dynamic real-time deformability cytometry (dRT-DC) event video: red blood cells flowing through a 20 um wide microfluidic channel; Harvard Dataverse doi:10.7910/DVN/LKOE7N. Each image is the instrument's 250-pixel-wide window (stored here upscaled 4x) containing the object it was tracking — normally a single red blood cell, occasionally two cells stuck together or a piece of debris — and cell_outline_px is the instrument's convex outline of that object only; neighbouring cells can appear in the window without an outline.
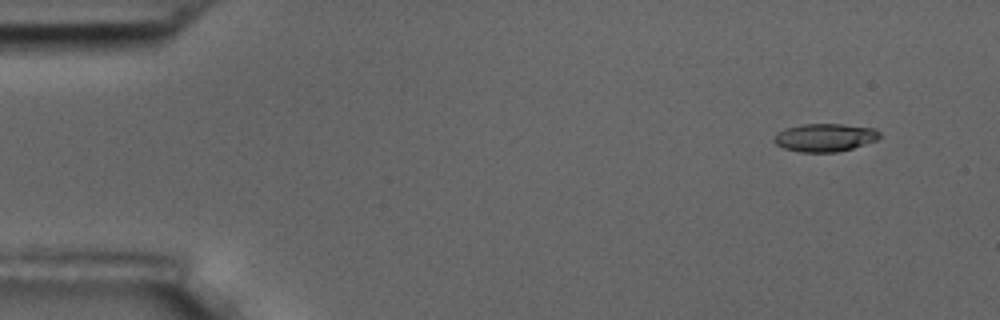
{"species": "common noctule bat (a hibernating species)", "species_latin": "Nyctalus noctula", "temperature_condition": "room temperature", "stored_images_in_passage": 7, "camera_frame_rate_fps": 3000, "um_per_image_px": 0.085, "animal": {"sex": "male", "body_mass_g": 17.5, "forearm_length_mm": 52.3}, "frame": {"image": 1, "passage_image": 1, "time_ms": 0.0, "image_size_px": [1000, 320], "cell_outline_px": [[880, 136], [876, 140], [852, 148], [836, 152], [800, 152], [784, 148], [776, 144], [772, 140], [776, 132], [784, 128], [800, 124], [844, 124], [876, 128], [880, 132]], "centroid_in_image_um": [70.08, 11.67], "position_along_channel_um": 14.9, "area_um2": 17.4}}
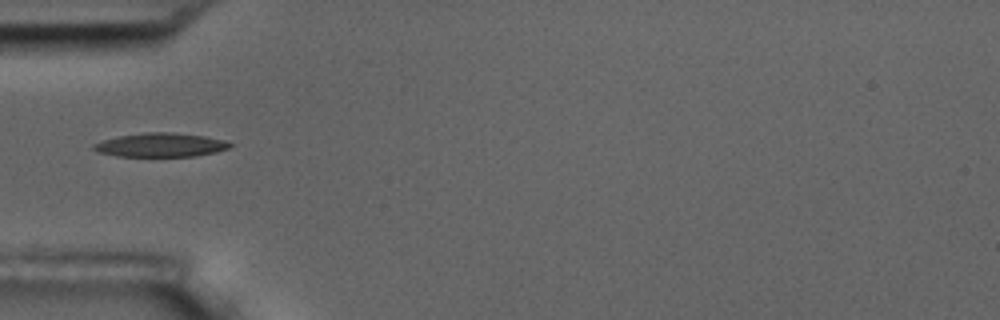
{"frame": {"image": 2, "passage_image": 5, "time_ms": 4.667, "image_size_px": [1000, 320], "cell_outline_px": [[232, 144], [228, 148], [216, 152], [196, 156], [116, 156], [100, 152], [92, 148], [92, 144], [104, 140], [120, 136], [148, 132], [172, 132], [204, 136], [224, 140]], "centroid_in_image_um": [13.66, 12.32], "position_along_channel_um": 71.3, "area_um2": 18.73}}